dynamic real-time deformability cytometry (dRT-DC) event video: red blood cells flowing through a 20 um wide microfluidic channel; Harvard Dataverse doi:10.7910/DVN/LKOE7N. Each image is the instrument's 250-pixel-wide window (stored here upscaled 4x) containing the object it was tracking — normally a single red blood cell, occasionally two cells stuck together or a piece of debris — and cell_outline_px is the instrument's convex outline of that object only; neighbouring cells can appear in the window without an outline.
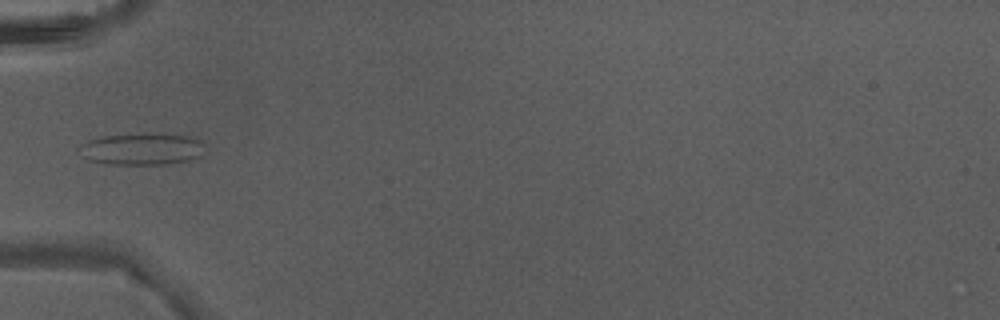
{"species": "Egyptian fruit bat (a non-hibernating species)", "species_latin": "Rousettus aegyptiacus", "temperature_condition": "warm", "stored_images_in_passage": 3, "camera_frame_rate_fps": 3000, "um_per_image_px": 0.085, "animal": {"sex": "male"}, "frame": {"image": 1, "passage_image": 3, "time_ms": 0.667, "image_size_px": [1000, 320], "cell_outline_px": [[204, 156], [188, 160], [164, 164], [108, 164], [88, 160], [76, 148], [80, 144], [88, 140], [100, 136], [184, 136], [196, 140], [204, 144]], "centroid_in_image_um": [12.0, 12.72], "position_along_channel_um": 73.0, "area_um2": 22.37}}